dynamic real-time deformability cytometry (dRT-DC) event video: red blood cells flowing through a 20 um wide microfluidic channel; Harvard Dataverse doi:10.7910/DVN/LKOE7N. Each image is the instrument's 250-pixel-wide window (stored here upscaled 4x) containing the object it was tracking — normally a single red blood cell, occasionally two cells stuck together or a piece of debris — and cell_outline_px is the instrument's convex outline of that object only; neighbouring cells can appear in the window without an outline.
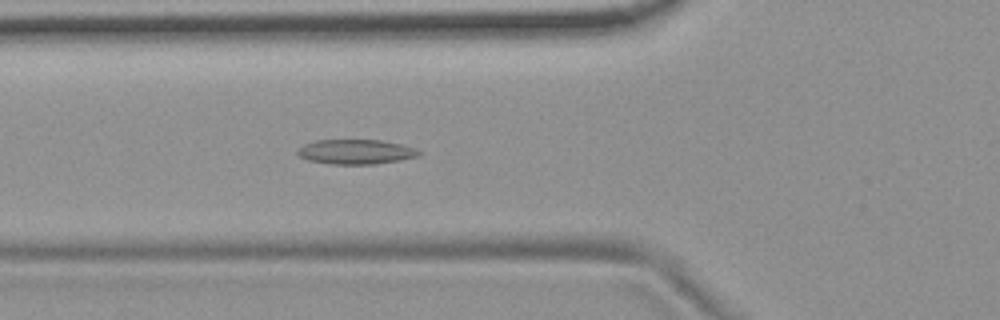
{"species": "common noctule bat (a hibernating species)", "species_latin": "Nyctalus noctula", "temperature_condition": "room temperature", "stored_images_in_passage": 54, "camera_frame_rate_fps": 3000, "um_per_image_px": 0.085, "animal": {"sex": "female", "body_mass_g": 19.9}, "frame": {"image": 1, "passage_image": 19, "time_ms": 6.0, "image_size_px": [1000, 320], "cell_outline_px": [[420, 152], [416, 156], [400, 160], [376, 164], [332, 164], [308, 160], [300, 156], [296, 152], [296, 148], [304, 144], [316, 140], [380, 140], [400, 144], [416, 148]], "centroid_in_image_um": [30.2, 12.9], "position_along_channel_um": 95.6, "area_um2": 17.4}}
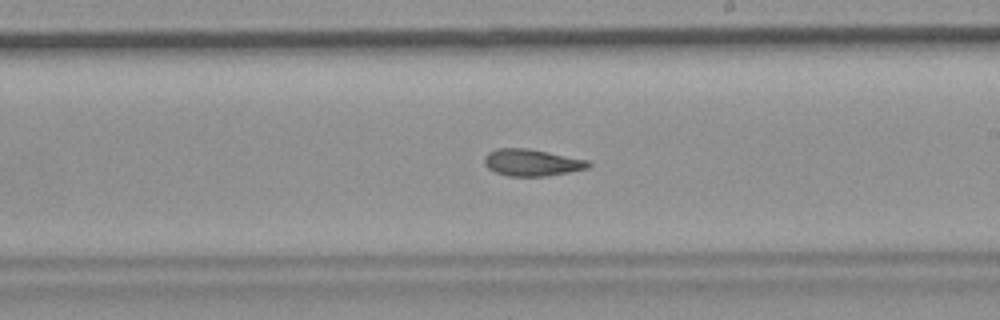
{"frame": {"image": 2, "passage_image": 31, "time_ms": 10.0, "image_size_px": [1000, 320], "cell_outline_px": [[592, 164], [588, 168], [548, 176], [508, 176], [496, 172], [488, 168], [484, 164], [484, 156], [488, 152], [496, 148], [528, 148], [588, 160]], "centroid_in_image_um": [45.19, 13.81], "position_along_channel_um": 243.8, "area_um2": 16.3}}
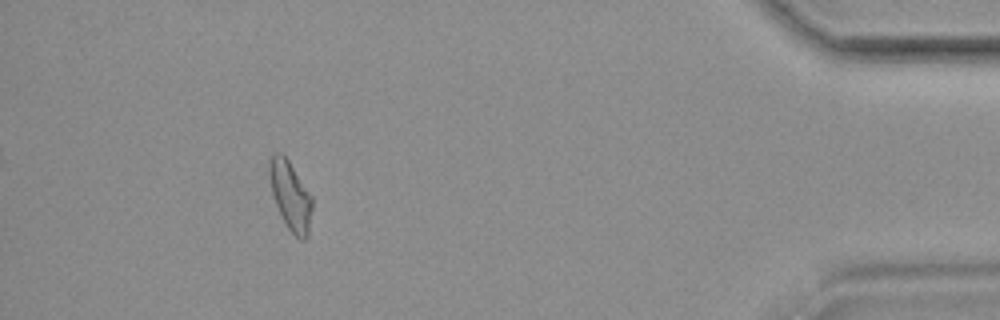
{"frame": {"image": 3, "passage_image": 49, "time_ms": 16.0, "image_size_px": [1000, 320], "cell_outline_px": [[312, 208], [308, 236], [304, 240], [300, 240], [288, 228], [276, 204], [272, 192], [268, 172], [268, 160], [276, 152], [280, 152], [288, 160], [312, 196]], "centroid_in_image_um": [24.69, 16.62], "position_along_channel_um": 410.5, "area_um2": 16.94}, "authors_computed_cell_mechanics": {"area_um2": 17.051, "velocity_mm_per_s": 3.717, "shape_relaxation_time_tau1_ms": null, "shape_relaxation_time_tau2_ms": 2.3201, "deformation_change_tau1": null, "deformation_change_tau2": 0.0912}}